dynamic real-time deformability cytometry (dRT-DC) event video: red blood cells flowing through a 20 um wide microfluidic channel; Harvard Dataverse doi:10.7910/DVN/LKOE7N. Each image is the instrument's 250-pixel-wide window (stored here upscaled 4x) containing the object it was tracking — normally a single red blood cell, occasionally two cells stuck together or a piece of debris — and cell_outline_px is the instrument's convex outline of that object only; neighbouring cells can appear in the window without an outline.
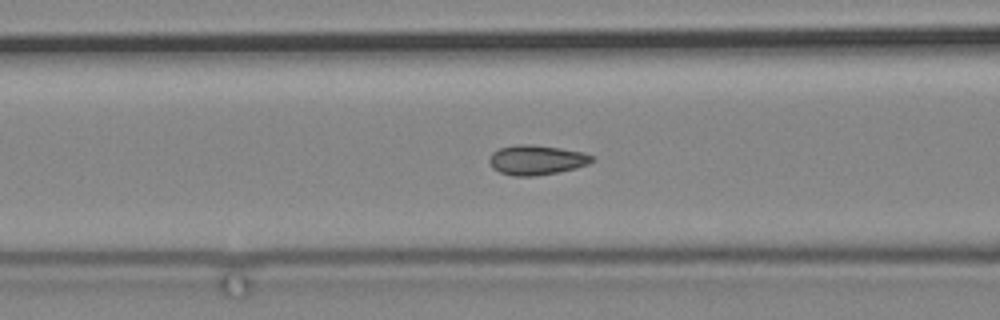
{"species": "common noctule bat (a hibernating species)", "species_latin": "Nyctalus noctula", "temperature_condition": "cold", "stored_images_in_passage": 68, "camera_frame_rate_fps": 3000, "um_per_image_px": 0.085, "animal": {"sex": "male", "body_mass_g": 19.2, "forearm_length_mm": 51.8}, "frame": {"image": 1, "passage_image": 30, "time_ms": 9.667, "image_size_px": [1000, 320], "cell_outline_px": [[596, 156], [588, 164], [576, 168], [536, 176], [512, 176], [500, 172], [492, 168], [488, 160], [492, 152], [500, 148], [516, 144], [532, 144], [560, 148], [584, 152]], "centroid_in_image_um": [45.6, 13.59], "position_along_channel_um": 121.0, "area_um2": 17.92}}
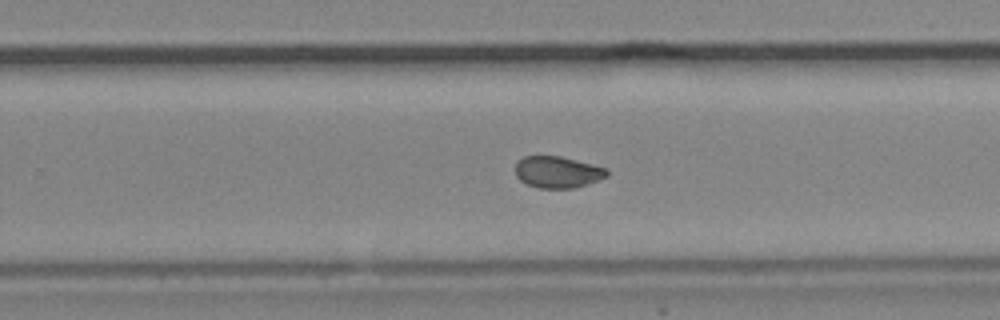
{"frame": {"image": 2, "passage_image": 45, "time_ms": 14.667, "image_size_px": [1000, 320], "cell_outline_px": [[608, 176], [588, 184], [572, 188], [536, 188], [520, 180], [516, 176], [516, 160], [524, 156], [560, 156], [608, 168]], "centroid_in_image_um": [47.39, 14.62], "position_along_channel_um": 282.4, "area_um2": 16.94}}
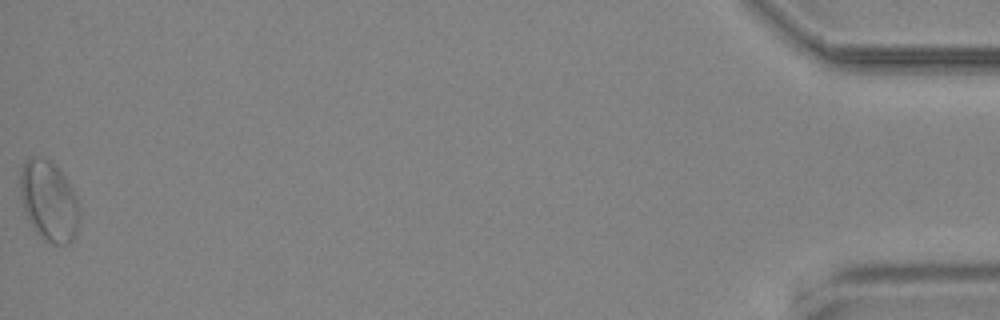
{"frame": {"image": 3, "passage_image": 68, "time_ms": 22.333, "image_size_px": [1000, 320], "cell_outline_px": [[80, 216], [76, 232], [72, 240], [68, 244], [52, 244], [44, 240], [36, 232], [28, 220], [20, 196], [20, 172], [24, 160], [28, 156], [40, 156], [48, 160], [64, 176], [72, 188], [76, 200]], "centroid_in_image_um": [4.13, 17.08], "position_along_channel_um": 431.1, "area_um2": 27.63}}